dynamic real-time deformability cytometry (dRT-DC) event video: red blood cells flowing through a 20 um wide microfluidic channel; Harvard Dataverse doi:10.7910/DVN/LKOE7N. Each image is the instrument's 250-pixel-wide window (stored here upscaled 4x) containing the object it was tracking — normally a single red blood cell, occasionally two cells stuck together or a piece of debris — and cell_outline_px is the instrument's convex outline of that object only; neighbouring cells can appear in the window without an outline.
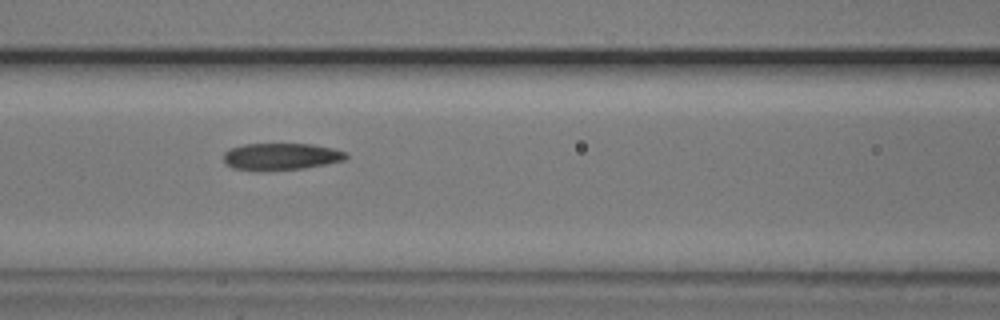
{"species": "common noctule bat (a hibernating species)", "species_latin": "Nyctalus noctula", "temperature_condition": "cold", "stored_images_in_passage": 6, "camera_frame_rate_fps": 3000, "um_per_image_px": 0.085, "animal": {"sex": "male", "body_mass_g": 20.5, "forearm_length_mm": 52.5}, "frame": {"image": 1, "passage_image": 4, "time_ms": 1.0, "image_size_px": [1000, 320], "cell_outline_px": [[348, 156], [344, 160], [304, 168], [260, 172], [256, 172], [232, 168], [224, 160], [224, 152], [228, 148], [244, 144], [312, 144], [332, 148], [348, 152]], "centroid_in_image_um": [23.85, 13.32], "position_along_channel_um": 142.8, "area_um2": 19.54}}